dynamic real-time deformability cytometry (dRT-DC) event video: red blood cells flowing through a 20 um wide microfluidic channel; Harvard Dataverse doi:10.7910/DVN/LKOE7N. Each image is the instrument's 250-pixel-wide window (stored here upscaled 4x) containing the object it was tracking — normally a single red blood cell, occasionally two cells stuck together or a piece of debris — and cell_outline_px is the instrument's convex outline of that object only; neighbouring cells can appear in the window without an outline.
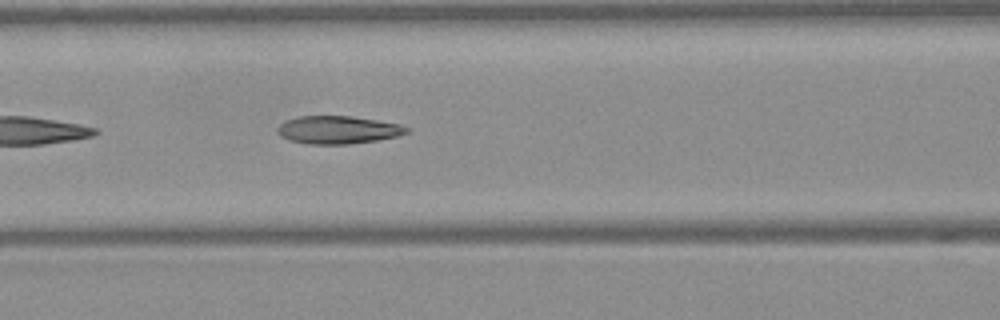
{"species": "Egyptian fruit bat (a non-hibernating species)", "species_latin": "Rousettus aegyptiacus", "temperature_condition": "warm", "stored_images_in_passage": 11, "camera_frame_rate_fps": 3000, "um_per_image_px": 0.085, "frame": {"image": 1, "passage_image": 7, "time_ms": 2.0, "image_size_px": [1000, 320], "cell_outline_px": [[408, 132], [396, 136], [376, 140], [348, 144], [304, 144], [288, 140], [280, 136], [276, 128], [280, 124], [296, 116], [352, 116], [400, 124], [408, 128]], "centroid_in_image_um": [28.68, 11.04], "position_along_channel_um": 137.9, "area_um2": 20.92}}